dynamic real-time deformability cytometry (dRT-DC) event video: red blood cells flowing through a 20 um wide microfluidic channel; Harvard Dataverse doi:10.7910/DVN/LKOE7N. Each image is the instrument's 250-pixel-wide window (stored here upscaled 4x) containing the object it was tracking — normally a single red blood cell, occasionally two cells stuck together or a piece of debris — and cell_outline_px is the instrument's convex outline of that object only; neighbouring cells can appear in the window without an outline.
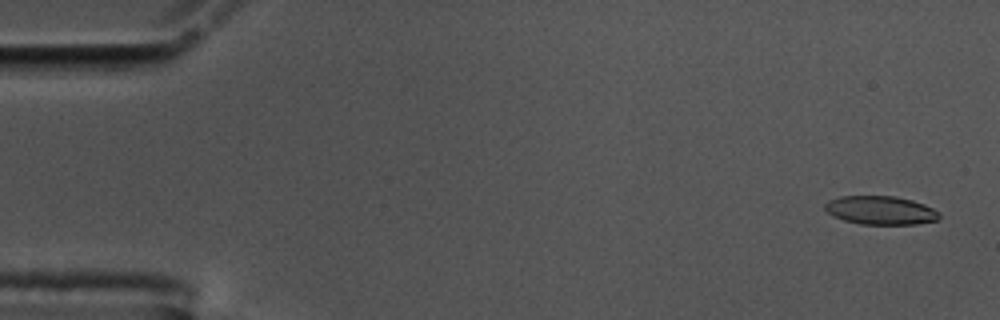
{"species": "common noctule bat (a hibernating species)", "species_latin": "Nyctalus noctula", "temperature_condition": "cold", "stored_images_in_passage": 57, "camera_frame_rate_fps": 3000, "um_per_image_px": 0.085, "animal": {"sex": "male", "body_mass_g": 17.5, "forearm_length_mm": 52.3}, "frame": {"image": 1, "passage_image": 3, "time_ms": 0.667, "image_size_px": [1000, 320], "cell_outline_px": [[940, 216], [936, 220], [916, 224], [860, 224], [844, 220], [832, 216], [824, 208], [824, 204], [828, 200], [840, 196], [896, 196], [912, 200], [924, 204], [940, 212]], "centroid_in_image_um": [74.83, 17.87], "position_along_channel_um": 10.2, "area_um2": 19.07}}
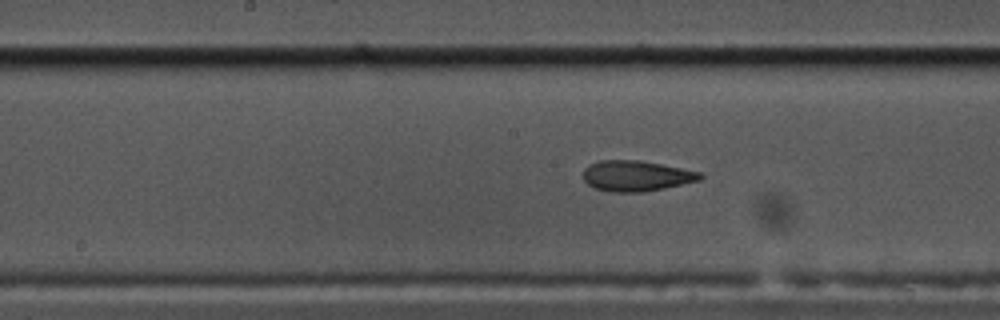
{"frame": {"image": 2, "passage_image": 29, "time_ms": 9.333, "image_size_px": [1000, 320], "cell_outline_px": [[704, 176], [700, 180], [664, 188], [644, 192], [612, 192], [596, 188], [588, 184], [584, 180], [584, 168], [588, 164], [600, 160], [640, 160], [700, 172]], "centroid_in_image_um": [54.06, 14.95], "position_along_channel_um": 194.1, "area_um2": 20.75}}
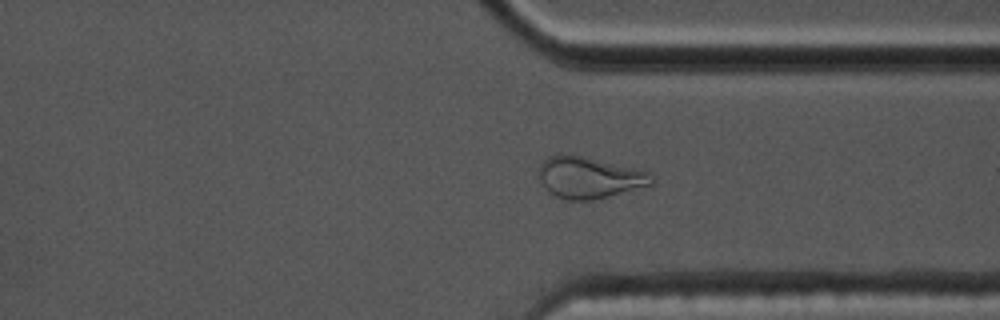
{"frame": {"image": 3, "passage_image": 43, "time_ms": 14.0, "image_size_px": [1000, 320], "cell_outline_px": [[652, 184], [608, 196], [592, 200], [564, 200], [548, 192], [544, 188], [536, 176], [536, 172], [540, 164], [548, 156], [560, 152], [580, 156], [632, 168], [648, 172], [652, 180]], "centroid_in_image_um": [49.93, 15.09], "position_along_channel_um": 361.5, "area_um2": 27.11}, "authors_computed_cell_mechanics": {"area_um2": 20.6346, "velocity_mm_per_s": 3.5823, "shape_relaxation_time_tau1_ms": null, "shape_relaxation_time_tau2_ms": 2.3707, "deformation_change_tau1": null, "deformation_change_tau2": 0.1058}}